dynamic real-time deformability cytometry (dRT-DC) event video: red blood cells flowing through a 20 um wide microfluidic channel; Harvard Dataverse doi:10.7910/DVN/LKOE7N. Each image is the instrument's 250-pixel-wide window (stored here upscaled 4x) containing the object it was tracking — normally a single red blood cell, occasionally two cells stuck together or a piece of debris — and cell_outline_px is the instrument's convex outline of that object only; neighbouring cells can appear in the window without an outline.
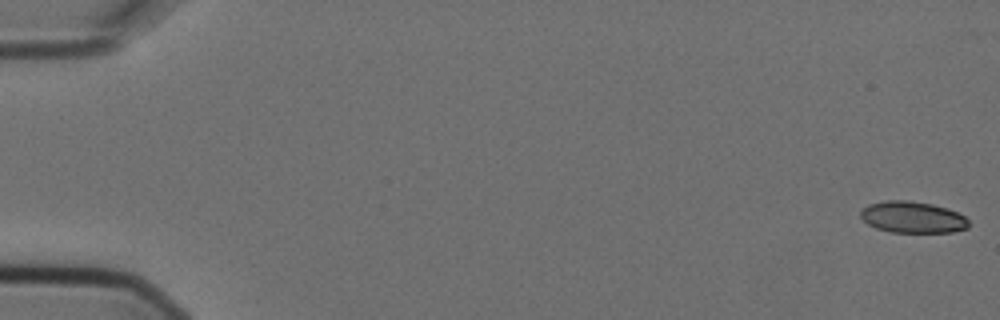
{"species": "Egyptian fruit bat (a non-hibernating species)", "species_latin": "Rousettus aegyptiacus", "temperature_condition": "cold", "stored_images_in_passage": 7, "camera_frame_rate_fps": 3000, "um_per_image_px": 0.085, "animal": {"sex": "female"}, "frame": {"image": 1, "passage_image": 1, "time_ms": 0.0, "image_size_px": [1000, 320], "cell_outline_px": [[968, 228], [952, 232], [892, 232], [876, 228], [868, 224], [860, 216], [860, 212], [868, 204], [884, 200], [908, 200], [932, 204], [948, 208], [964, 216], [968, 220]], "centroid_in_image_um": [77.56, 18.45], "position_along_channel_um": 7.4, "area_um2": 19.83}}
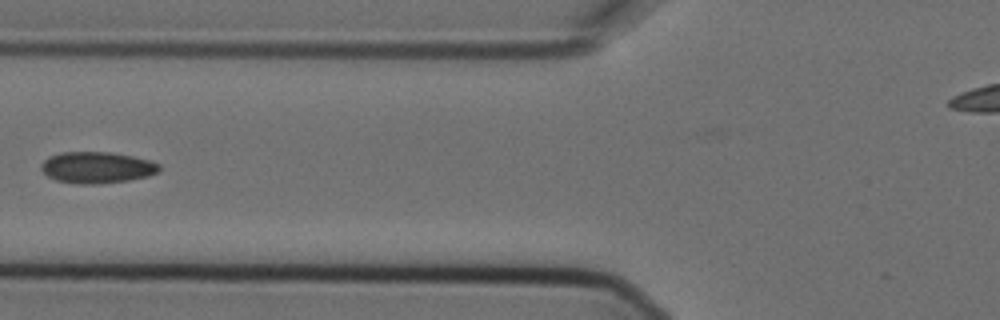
{"frame": {"image": 2, "passage_image": 7, "time_ms": 2.0, "image_size_px": [1000, 320], "cell_outline_px": [[160, 172], [148, 176], [128, 180], [96, 184], [76, 184], [56, 180], [48, 176], [40, 168], [40, 164], [48, 156], [60, 152], [108, 152], [132, 156], [148, 160], [160, 164]], "centroid_in_image_um": [8.22, 14.23], "position_along_channel_um": 117.6, "area_um2": 21.68}}